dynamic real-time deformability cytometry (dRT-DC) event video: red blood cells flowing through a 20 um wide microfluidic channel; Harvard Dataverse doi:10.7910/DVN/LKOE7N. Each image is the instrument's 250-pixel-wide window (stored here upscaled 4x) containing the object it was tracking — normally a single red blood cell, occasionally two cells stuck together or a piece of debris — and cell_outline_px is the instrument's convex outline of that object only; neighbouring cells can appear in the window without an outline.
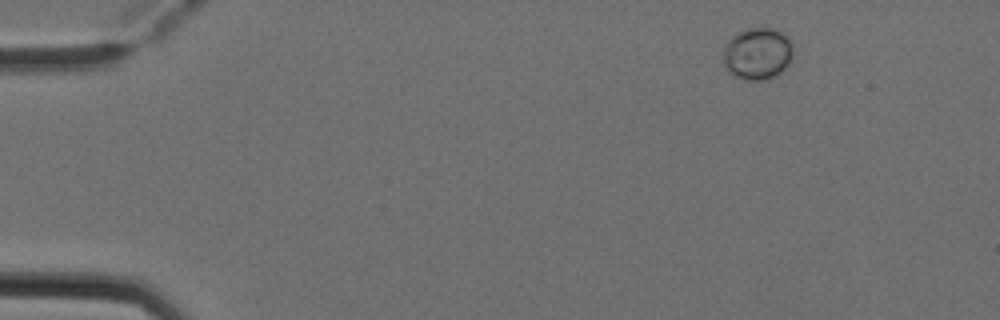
{"species": "Egyptian fruit bat (a non-hibernating species)", "species_latin": "Rousettus aegyptiacus", "temperature_condition": "cold", "stored_images_in_passage": 5, "camera_frame_rate_fps": 3000, "um_per_image_px": 0.085, "animal": {"sex": "female"}, "frame": {"image": 1, "passage_image": 5, "time_ms": 1.333, "image_size_px": [1000, 320], "cell_outline_px": [[792, 60], [776, 76], [760, 80], [744, 80], [728, 72], [724, 64], [724, 48], [728, 40], [736, 32], [748, 28], [772, 28], [788, 36], [792, 40]], "centroid_in_image_um": [64.39, 4.55], "position_along_channel_um": 20.6, "area_um2": 21.27}}